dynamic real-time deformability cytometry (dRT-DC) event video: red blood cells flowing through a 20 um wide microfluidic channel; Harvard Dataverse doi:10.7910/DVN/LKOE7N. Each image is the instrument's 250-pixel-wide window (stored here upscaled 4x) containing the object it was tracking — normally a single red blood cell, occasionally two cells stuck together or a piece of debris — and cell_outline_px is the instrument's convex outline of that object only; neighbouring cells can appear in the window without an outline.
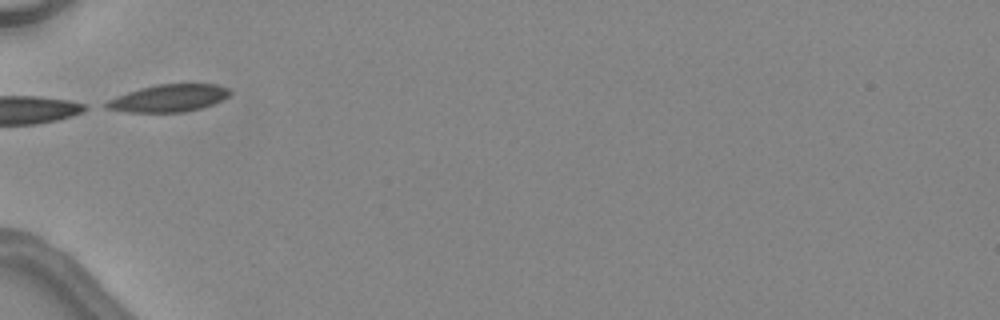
{"species": "common noctule bat (a hibernating species)", "species_latin": "Nyctalus noctula", "temperature_condition": "warm", "stored_images_in_passage": 1, "camera_frame_rate_fps": 3000, "um_per_image_px": 0.085, "animal": {"sex": "female", "body_mass_g": 24.6, "forearm_length_mm": 56.2}, "frame": {"image": 1, "passage_image": 1, "time_ms": 0.0, "image_size_px": [1000, 320], "cell_outline_px": [[232, 92], [228, 96], [212, 104], [200, 108], [184, 112], [128, 112], [104, 108], [100, 104], [116, 96], [140, 88], [156, 84], [216, 84], [228, 88]], "centroid_in_image_um": [14.28, 8.34], "position_along_channel_um": 70.7, "area_um2": 19.71}}